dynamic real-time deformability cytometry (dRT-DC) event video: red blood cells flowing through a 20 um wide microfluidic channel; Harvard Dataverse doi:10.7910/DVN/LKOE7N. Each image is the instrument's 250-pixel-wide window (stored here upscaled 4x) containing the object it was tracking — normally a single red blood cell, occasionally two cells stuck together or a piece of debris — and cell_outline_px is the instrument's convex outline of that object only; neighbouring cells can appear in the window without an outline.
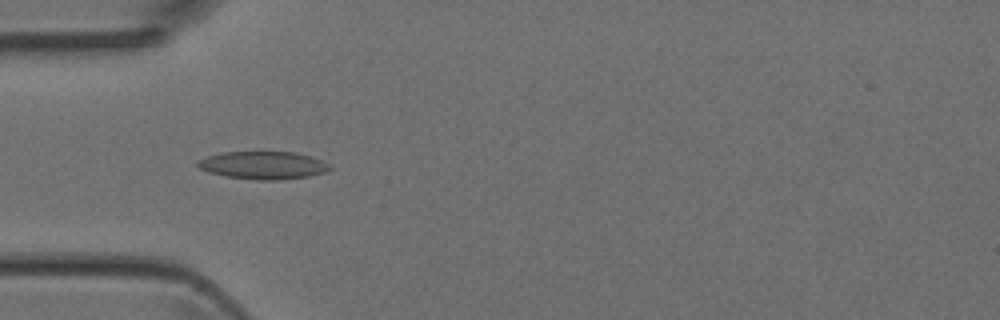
{"species": "Egyptian fruit bat (a non-hibernating species)", "species_latin": "Rousettus aegyptiacus", "temperature_condition": "room temperature", "stored_images_in_passage": 6, "camera_frame_rate_fps": 3000, "um_per_image_px": 0.085, "animal": {"sex": "female"}, "frame": {"image": 1, "passage_image": 4, "time_ms": 1.0, "image_size_px": [1000, 320], "cell_outline_px": [[332, 168], [324, 172], [308, 176], [276, 180], [256, 180], [224, 176], [208, 172], [200, 168], [196, 164], [196, 160], [208, 156], [224, 152], [292, 152], [312, 156], [328, 164]], "centroid_in_image_um": [22.33, 14.05], "position_along_channel_um": 62.7, "area_um2": 21.27}}
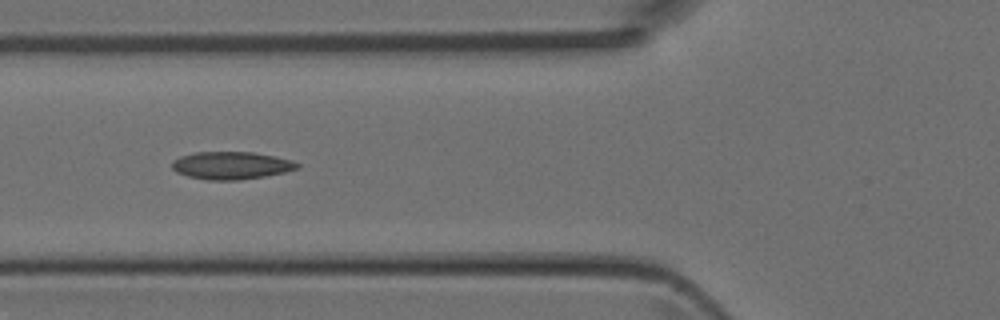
{"frame": {"image": 2, "passage_image": 5, "time_ms": 1.333, "image_size_px": [1000, 320], "cell_outline_px": [[300, 168], [284, 172], [264, 176], [240, 180], [208, 180], [188, 176], [176, 172], [172, 168], [172, 160], [180, 156], [196, 152], [252, 152], [292, 160], [300, 164]], "centroid_in_image_um": [19.64, 14.06], "position_along_channel_um": 106.2, "area_um2": 20.11}}
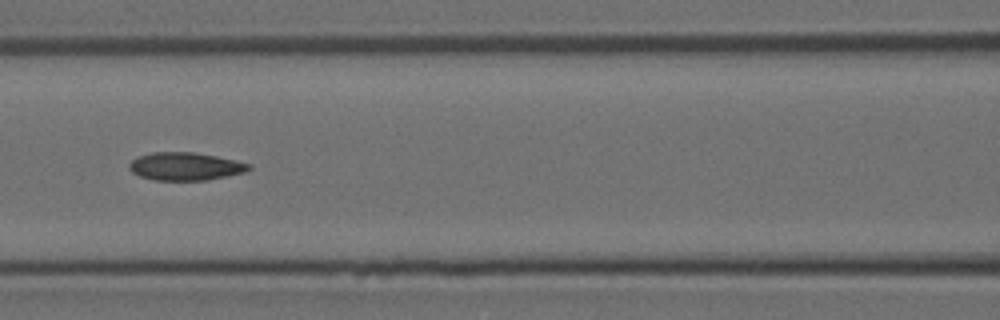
{"frame": {"image": 3, "passage_image": 6, "time_ms": 1.667, "image_size_px": [1000, 320], "cell_outline_px": [[252, 168], [248, 172], [208, 180], [156, 180], [140, 176], [132, 172], [128, 168], [128, 164], [136, 156], [152, 152], [196, 152], [236, 160], [252, 164]], "centroid_in_image_um": [15.79, 14.14], "position_along_channel_um": 150.8, "area_um2": 19.77}}